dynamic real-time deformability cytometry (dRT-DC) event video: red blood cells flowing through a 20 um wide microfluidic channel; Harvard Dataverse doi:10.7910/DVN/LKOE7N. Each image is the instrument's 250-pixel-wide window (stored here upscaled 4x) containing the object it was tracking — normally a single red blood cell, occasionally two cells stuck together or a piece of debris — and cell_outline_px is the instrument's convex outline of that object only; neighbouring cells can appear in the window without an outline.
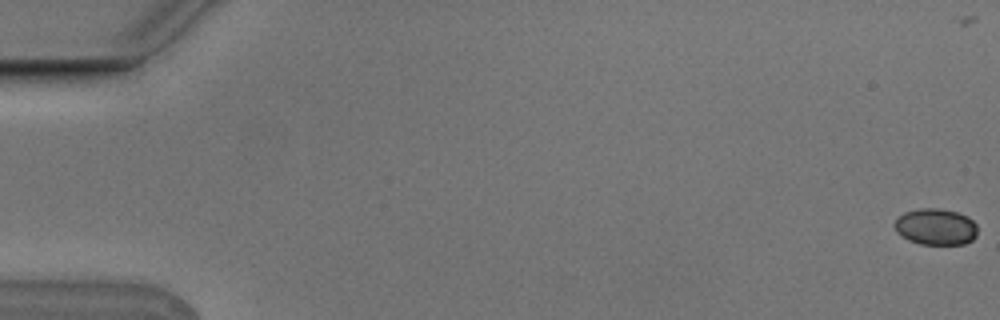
{"species": "Egyptian fruit bat (a non-hibernating species)", "species_latin": "Rousettus aegyptiacus", "temperature_condition": "cold", "stored_images_in_passage": 6, "camera_frame_rate_fps": 3000, "um_per_image_px": 0.085, "animal": {"sex": "male"}, "frame": {"image": 1, "passage_image": 1, "time_ms": 0.0, "image_size_px": [1000, 320], "cell_outline_px": [[976, 236], [972, 240], [964, 244], [920, 244], [908, 240], [896, 232], [892, 224], [896, 216], [904, 212], [920, 208], [940, 208], [956, 212], [968, 216], [976, 224]], "centroid_in_image_um": [79.49, 19.26], "position_along_channel_um": 5.5, "area_um2": 17.86}}
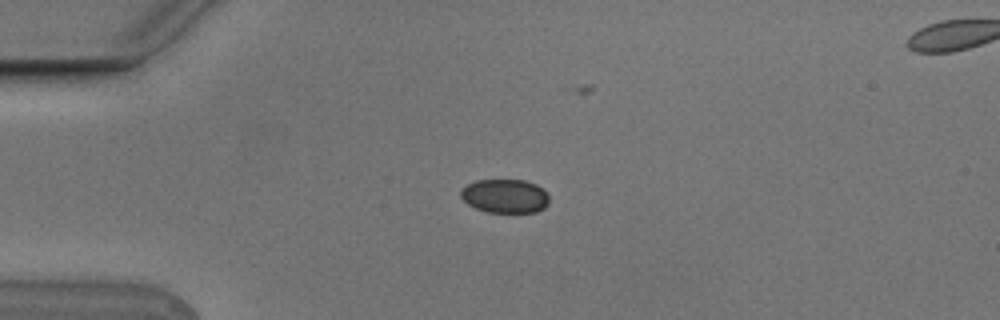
{"frame": {"image": 2, "passage_image": 5, "time_ms": 1.333, "image_size_px": [1000, 320], "cell_outline_px": [[548, 204], [544, 208], [536, 212], [488, 212], [476, 208], [468, 204], [460, 196], [460, 192], [468, 184], [476, 180], [524, 180], [536, 184], [544, 188], [548, 196]], "centroid_in_image_um": [42.95, 16.66], "position_along_channel_um": 42.1, "area_um2": 17.4}}